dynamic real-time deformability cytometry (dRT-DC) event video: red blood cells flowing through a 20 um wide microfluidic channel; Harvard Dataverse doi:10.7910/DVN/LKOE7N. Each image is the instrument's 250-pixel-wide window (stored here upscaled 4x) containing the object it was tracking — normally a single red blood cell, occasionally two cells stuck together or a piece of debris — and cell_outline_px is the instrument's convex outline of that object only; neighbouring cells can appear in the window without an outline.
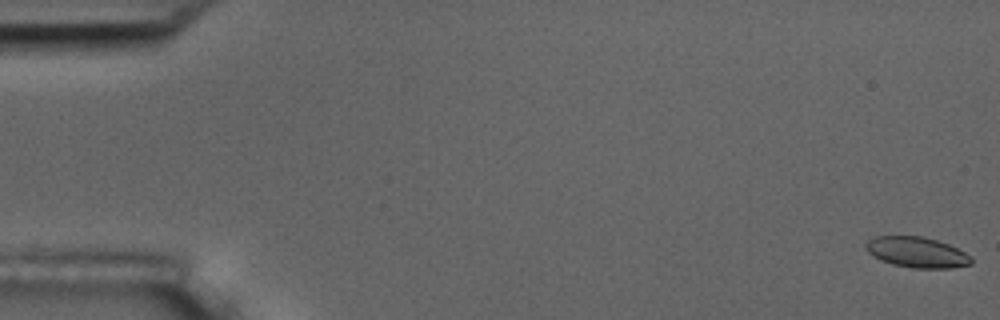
{"species": "common noctule bat (a hibernating species)", "species_latin": "Nyctalus noctula", "temperature_condition": "room temperature", "stored_images_in_passage": 57, "camera_frame_rate_fps": 3000, "um_per_image_px": 0.085, "animal": {"sex": "male", "body_mass_g": 17.5, "forearm_length_mm": 52.3}, "frame": {"image": 1, "passage_image": 1, "time_ms": 0.0, "image_size_px": [1000, 320], "cell_outline_px": [[972, 264], [952, 268], [912, 268], [892, 264], [880, 260], [872, 256], [868, 252], [864, 244], [868, 240], [876, 236], [924, 236], [948, 244], [972, 256]], "centroid_in_image_um": [77.92, 21.44], "position_along_channel_um": 7.1, "area_um2": 18.9}}
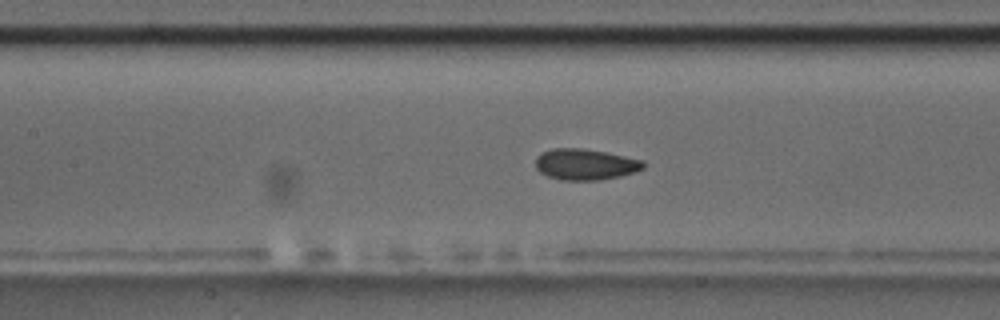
{"frame": {"image": 2, "passage_image": 26, "time_ms": 8.333, "image_size_px": [1000, 320], "cell_outline_px": [[644, 168], [620, 176], [596, 180], [560, 180], [548, 176], [540, 172], [536, 168], [536, 156], [540, 152], [552, 148], [580, 148], [604, 152], [644, 160]], "centroid_in_image_um": [49.7, 13.96], "position_along_channel_um": 157.7, "area_um2": 19.42}}
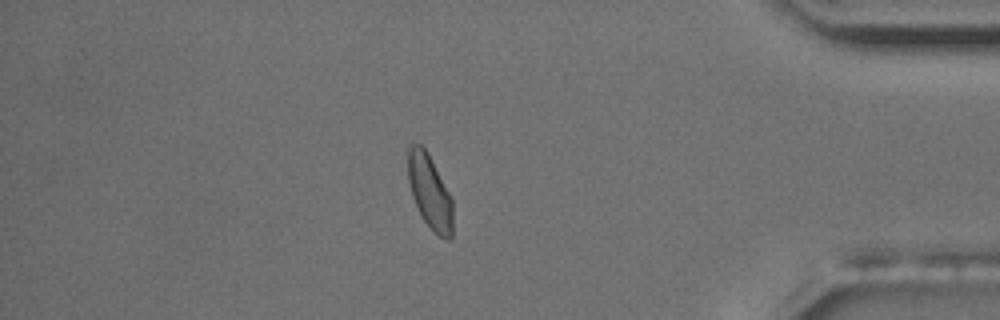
{"frame": {"image": 3, "passage_image": 49, "time_ms": 16.0, "image_size_px": [1000, 320], "cell_outline_px": [[452, 240], [444, 240], [432, 232], [424, 220], [412, 196], [408, 180], [408, 144], [420, 144], [428, 152], [452, 200]], "centroid_in_image_um": [36.53, 16.33], "position_along_channel_um": 398.7, "area_um2": 19.31}, "authors_computed_cell_mechanics": {"area_um2": 19.363, "velocity_mm_per_s": 3.605, "shape_relaxation_time_tau1_ms": 8.4741, "shape_relaxation_time_tau2_ms": 1.1707, "deformation_change_tau1": 0.1536, "deformation_change_tau2": 0.0636}}